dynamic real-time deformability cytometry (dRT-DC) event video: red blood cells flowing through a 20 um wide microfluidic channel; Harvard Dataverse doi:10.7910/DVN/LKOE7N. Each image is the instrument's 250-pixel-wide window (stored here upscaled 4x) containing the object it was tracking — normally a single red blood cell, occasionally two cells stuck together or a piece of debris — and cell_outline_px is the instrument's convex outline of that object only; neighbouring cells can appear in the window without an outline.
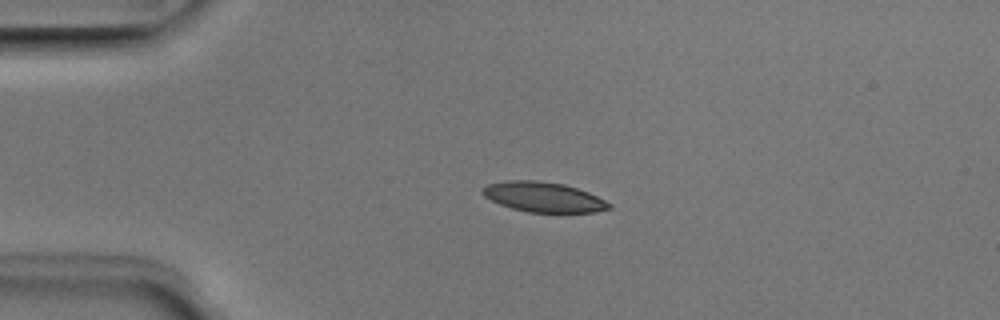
{"species": "Egyptian fruit bat (a non-hibernating species)", "species_latin": "Rousettus aegyptiacus", "temperature_condition": "room temperature", "stored_images_in_passage": 3, "camera_frame_rate_fps": 3000, "um_per_image_px": 0.085, "animal": {"sex": "male"}, "frame": {"image": 1, "passage_image": 2, "time_ms": 0.333, "image_size_px": [1000, 320], "cell_outline_px": [[612, 208], [596, 212], [528, 212], [512, 208], [500, 204], [484, 196], [480, 192], [480, 188], [488, 184], [504, 180], [536, 180], [564, 184], [588, 192], [612, 204]], "centroid_in_image_um": [46.17, 16.74], "position_along_channel_um": 38.8, "area_um2": 22.14}}